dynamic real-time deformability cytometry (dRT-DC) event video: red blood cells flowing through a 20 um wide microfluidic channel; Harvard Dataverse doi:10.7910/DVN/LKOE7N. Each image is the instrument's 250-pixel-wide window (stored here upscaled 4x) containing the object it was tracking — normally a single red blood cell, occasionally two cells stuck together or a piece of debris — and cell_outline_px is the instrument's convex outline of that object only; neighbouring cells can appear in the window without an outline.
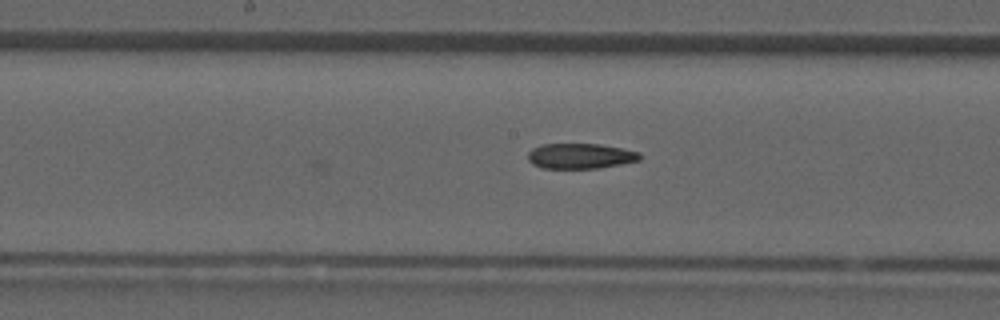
{"species": "common noctule bat (a hibernating species)", "species_latin": "Nyctalus noctula", "temperature_condition": "room temperature", "stored_images_in_passage": 9, "camera_frame_rate_fps": 3000, "um_per_image_px": 0.085, "animal": {"sex": "male", "forearm_length_mm": 52.5}, "frame": {"image": 1, "passage_image": 9, "time_ms": 2.667, "image_size_px": [1000, 320], "cell_outline_px": [[640, 160], [600, 168], [544, 168], [532, 164], [528, 160], [528, 152], [532, 148], [544, 144], [600, 144], [640, 152]], "centroid_in_image_um": [49.31, 13.26], "position_along_channel_um": 198.9, "area_um2": 16.42}}